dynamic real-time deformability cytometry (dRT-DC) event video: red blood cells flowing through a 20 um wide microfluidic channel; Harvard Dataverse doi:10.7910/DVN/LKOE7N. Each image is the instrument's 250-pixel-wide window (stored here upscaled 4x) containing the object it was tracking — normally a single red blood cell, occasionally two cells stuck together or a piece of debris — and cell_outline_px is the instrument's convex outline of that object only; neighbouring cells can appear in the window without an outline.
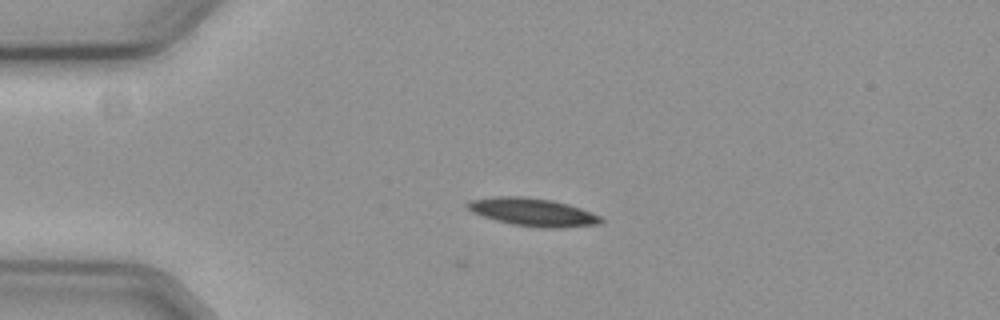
{"species": "common noctule bat (a hibernating species)", "species_latin": "Nyctalus noctula", "temperature_condition": "cold", "stored_images_in_passage": 5, "camera_frame_rate_fps": 3000, "um_per_image_px": 0.085, "animal": {"sex": "female", "body_mass_g": 19.3, "forearm_length_mm": 54.1}, "frame": {"image": 1, "passage_image": 1, "time_ms": 0.0, "image_size_px": [1000, 320], "cell_outline_px": [[604, 220], [600, 224], [556, 228], [544, 228], [512, 224], [496, 220], [472, 212], [464, 204], [472, 200], [496, 196], [524, 196], [552, 200], [568, 204], [580, 208], [600, 216]], "centroid_in_image_um": [45.29, 18.02], "position_along_channel_um": 39.7, "area_um2": 21.56}}